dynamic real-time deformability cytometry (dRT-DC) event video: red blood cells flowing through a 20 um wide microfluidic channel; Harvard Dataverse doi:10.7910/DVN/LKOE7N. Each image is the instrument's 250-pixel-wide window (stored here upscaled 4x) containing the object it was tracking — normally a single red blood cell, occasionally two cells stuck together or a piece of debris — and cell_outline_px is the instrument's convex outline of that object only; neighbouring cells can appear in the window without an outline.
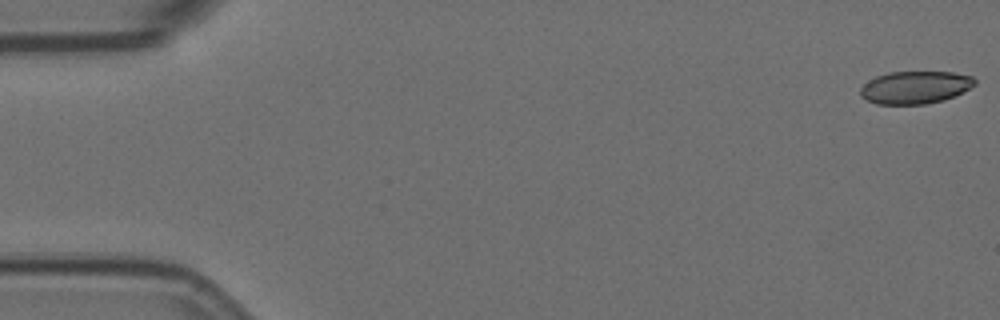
{"species": "Egyptian fruit bat (a non-hibernating species)", "species_latin": "Rousettus aegyptiacus", "temperature_condition": "room temperature", "stored_images_in_passage": 57, "camera_frame_rate_fps": 3000, "um_per_image_px": 0.085, "animal": {"sex": "female"}, "frame": {"image": 1, "passage_image": 1, "time_ms": 0.0, "image_size_px": [1000, 320], "cell_outline_px": [[976, 84], [944, 100], [924, 104], [876, 104], [860, 96], [860, 88], [868, 80], [876, 76], [888, 72], [952, 72], [972, 76], [976, 80]], "centroid_in_image_um": [77.75, 7.42], "position_along_channel_um": 7.2, "area_um2": 21.62}}
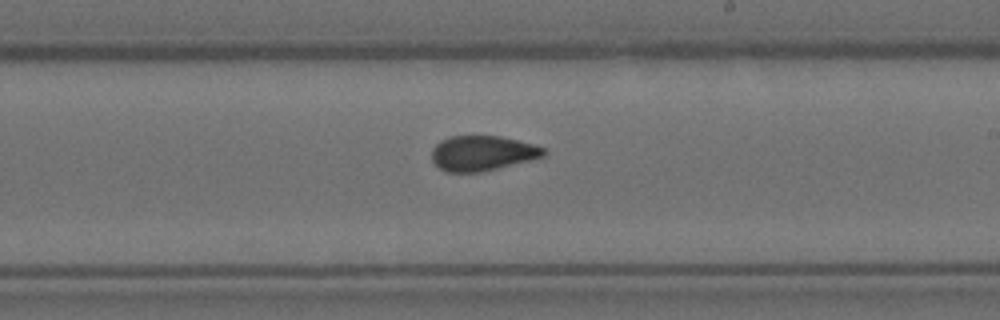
{"frame": {"image": 2, "passage_image": 33, "time_ms": 10.667, "image_size_px": [1000, 320], "cell_outline_px": [[548, 152], [544, 156], [480, 172], [444, 172], [432, 160], [432, 148], [436, 144], [452, 136], [500, 136], [532, 144], [544, 148]], "centroid_in_image_um": [40.98, 13.02], "position_along_channel_um": 248.0, "area_um2": 22.48}}
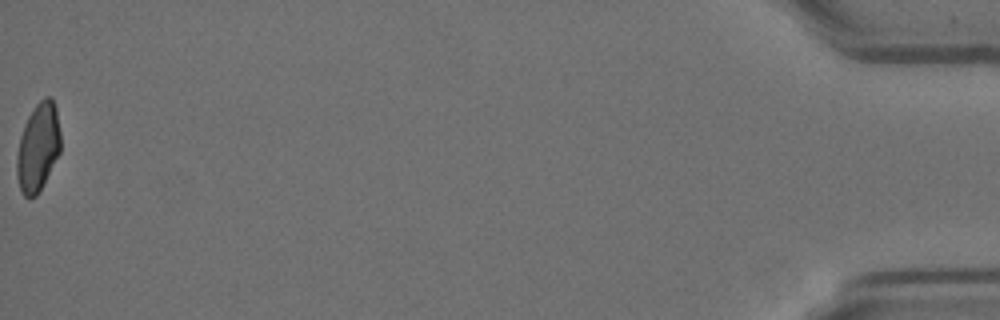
{"frame": {"image": 3, "passage_image": 57, "time_ms": 18.667, "image_size_px": [1000, 320], "cell_outline_px": [[60, 152], [36, 196], [24, 196], [20, 188], [16, 176], [16, 160], [20, 136], [24, 124], [28, 116], [36, 104], [44, 96], [52, 96], [56, 108], [60, 132]], "centroid_in_image_um": [3.23, 12.47], "position_along_channel_um": 432.0, "area_um2": 22.37}, "authors_computed_cell_mechanics": {"area_um2": 23.0622, "velocity_mm_per_s": 3.5803, "shape_relaxation_time_tau1_ms": 11.2887, "shape_relaxation_time_tau2_ms": 0.8621, "deformation_change_tau1": 0.2033, "deformation_change_tau2": 0.0635}}